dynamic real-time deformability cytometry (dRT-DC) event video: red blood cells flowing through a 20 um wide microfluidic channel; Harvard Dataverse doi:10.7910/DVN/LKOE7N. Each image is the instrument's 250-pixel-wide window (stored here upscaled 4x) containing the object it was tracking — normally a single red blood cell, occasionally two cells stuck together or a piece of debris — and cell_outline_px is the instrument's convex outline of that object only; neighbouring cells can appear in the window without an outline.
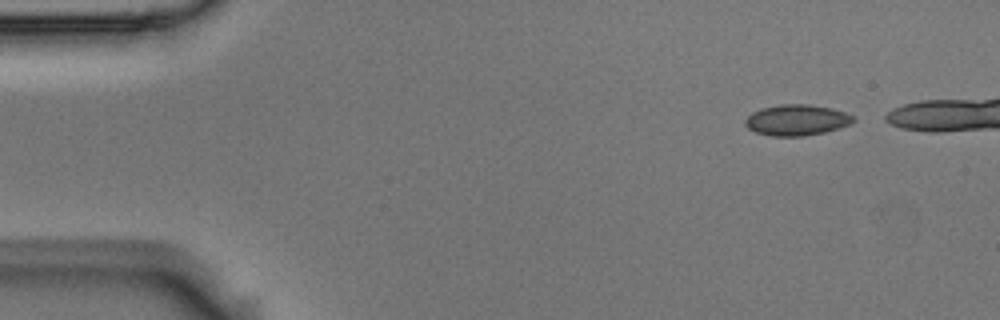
{"species": "Egyptian fruit bat (a non-hibernating species)", "species_latin": "Rousettus aegyptiacus", "temperature_condition": "room temperature", "stored_images_in_passage": 42, "camera_frame_rate_fps": 3000, "um_per_image_px": 0.085, "animal": {"sex": "male"}, "frame": {"image": 1, "passage_image": 1, "time_ms": 0.0, "image_size_px": [1000, 320], "cell_outline_px": [[856, 120], [848, 124], [824, 132], [804, 136], [772, 136], [756, 132], [748, 128], [744, 124], [744, 120], [752, 112], [760, 108], [780, 104], [808, 104], [832, 108], [856, 116]], "centroid_in_image_um": [67.7, 10.19], "position_along_channel_um": 17.3, "area_um2": 19.48}}
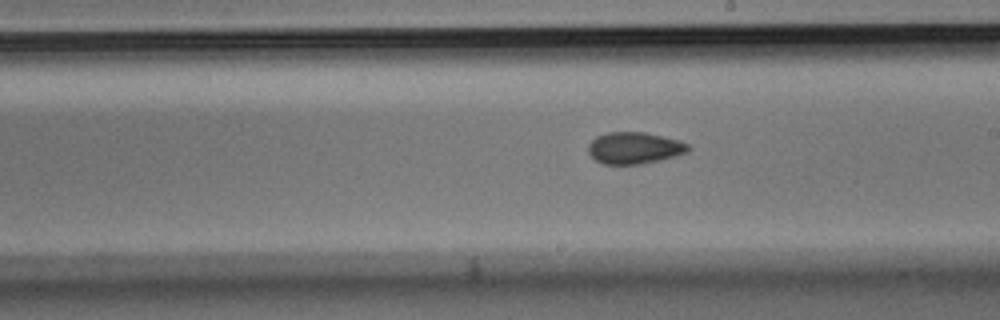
{"frame": {"image": 2, "passage_image": 26, "time_ms": 8.333, "image_size_px": [1000, 320], "cell_outline_px": [[692, 148], [688, 152], [676, 156], [660, 160], [640, 164], [604, 164], [596, 160], [588, 152], [588, 144], [596, 136], [608, 132], [644, 132], [680, 140], [688, 144]], "centroid_in_image_um": [53.95, 12.57], "position_along_channel_um": 235.1, "area_um2": 18.55}}
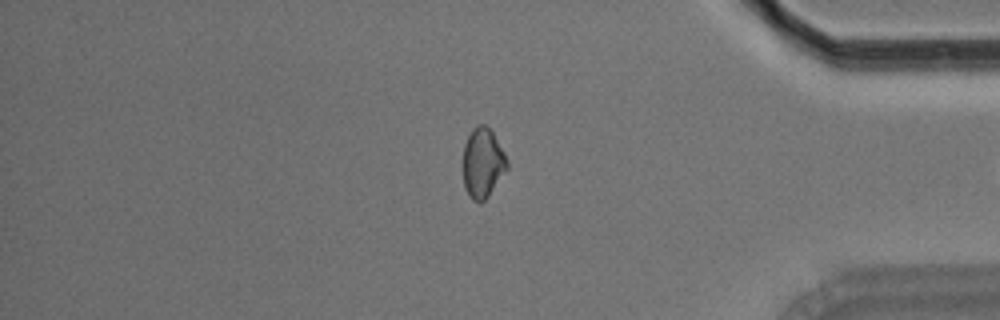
{"frame": {"image": 3, "passage_image": 41, "time_ms": 13.333, "image_size_px": [1000, 320], "cell_outline_px": [[508, 168], [488, 196], [480, 204], [472, 200], [464, 184], [464, 144], [472, 128], [476, 124], [484, 124], [492, 132], [504, 152], [508, 160]], "centroid_in_image_um": [41.04, 13.84], "position_along_channel_um": 394.2, "area_um2": 17.74}}